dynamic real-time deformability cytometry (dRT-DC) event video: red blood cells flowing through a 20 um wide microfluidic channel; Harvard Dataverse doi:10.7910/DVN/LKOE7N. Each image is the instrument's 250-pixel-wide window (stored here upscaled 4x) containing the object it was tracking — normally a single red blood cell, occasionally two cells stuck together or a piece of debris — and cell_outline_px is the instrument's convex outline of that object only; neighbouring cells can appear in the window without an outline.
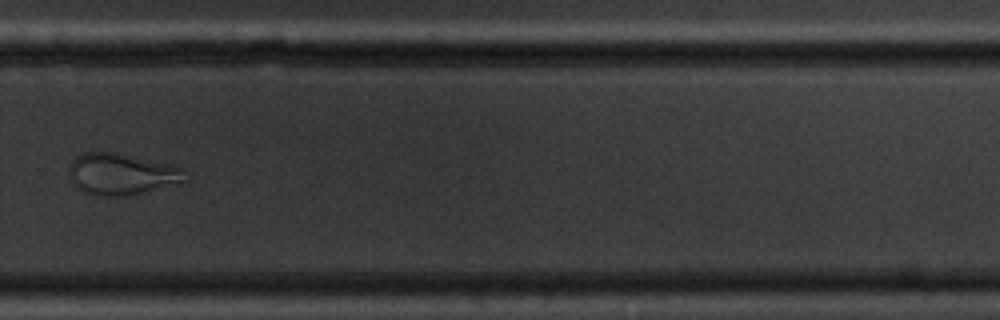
{"species": "common noctule bat (a hibernating species)", "species_latin": "Nyctalus noctula", "temperature_condition": "cold", "stored_images_in_passage": 11, "camera_frame_rate_fps": 3000, "um_per_image_px": 0.085, "animal": {"sex": "male", "body_mass_g": 20.1, "forearm_length_mm": 53.5}, "frame": {"image": 1, "passage_image": 11, "time_ms": 12.667, "image_size_px": [1000, 320], "cell_outline_px": [[188, 180], [128, 196], [100, 196], [84, 192], [76, 188], [72, 184], [68, 172], [68, 168], [72, 160], [76, 156], [84, 152], [116, 152], [172, 164], [184, 168]], "centroid_in_image_um": [10.31, 14.79], "position_along_channel_um": 319.5, "area_um2": 28.38}}